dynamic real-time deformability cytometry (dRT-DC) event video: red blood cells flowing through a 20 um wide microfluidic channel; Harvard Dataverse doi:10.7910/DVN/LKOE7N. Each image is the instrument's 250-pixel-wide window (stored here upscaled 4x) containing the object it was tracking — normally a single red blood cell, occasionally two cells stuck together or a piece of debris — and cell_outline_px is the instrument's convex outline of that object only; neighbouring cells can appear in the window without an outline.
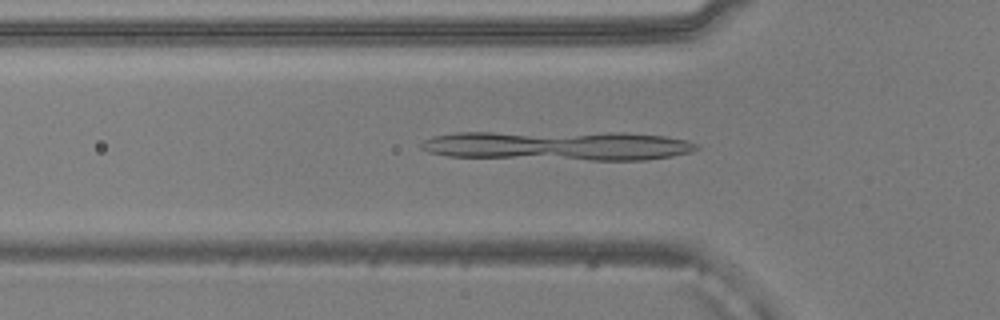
{"species": "common noctule bat (a hibernating species)", "species_latin": "Nyctalus noctula", "temperature_condition": "warm", "stored_images_in_passage": 50, "camera_frame_rate_fps": 3000, "um_per_image_px": 0.085, "animal": {"sex": "male", "body_mass_g": 20.5, "forearm_length_mm": 52.5}, "frame": {"image": 1, "passage_image": 15, "time_ms": 4.667, "image_size_px": [1000, 320], "cell_outline_px": [[700, 148], [692, 152], [672, 156], [648, 160], [592, 160], [448, 156], [428, 152], [420, 148], [420, 144], [424, 140], [432, 136], [456, 132], [624, 132], [664, 136], [688, 140], [700, 144]], "centroid_in_image_um": [47.48, 12.37], "position_along_channel_um": 78.3, "area_um2": 47.86}}
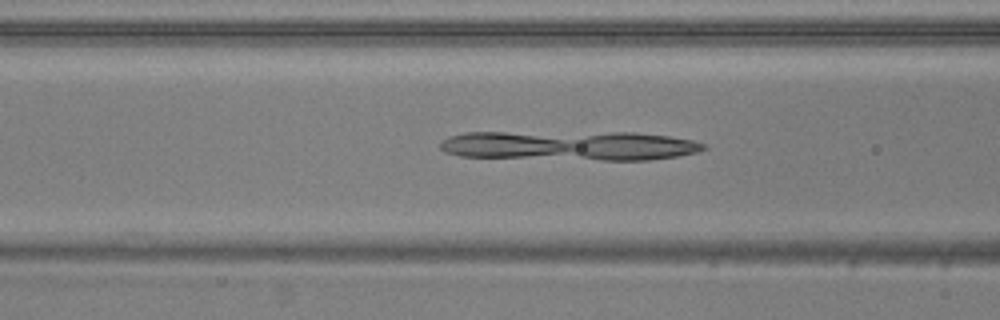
{"frame": {"image": 2, "passage_image": 18, "time_ms": 5.667, "image_size_px": [1000, 320], "cell_outline_px": [[708, 148], [696, 152], [676, 156], [652, 160], [604, 160], [460, 156], [444, 152], [440, 148], [440, 140], [448, 136], [464, 132], [632, 132], [668, 136], [692, 140], [708, 144]], "centroid_in_image_um": [48.4, 12.37], "position_along_channel_um": 118.2, "area_um2": 45.78}}
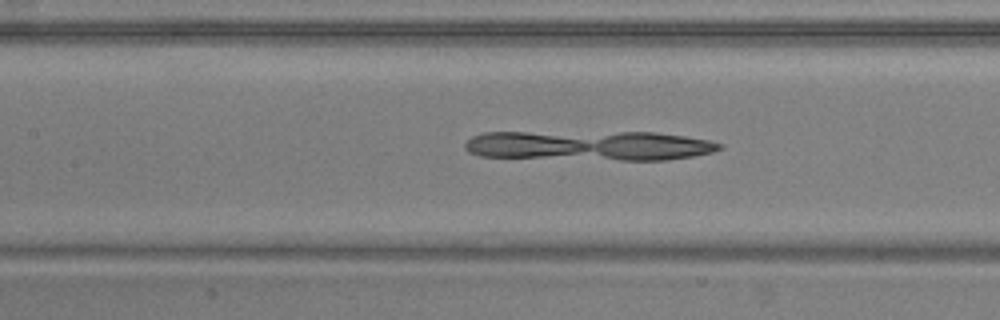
{"frame": {"image": 3, "passage_image": 21, "time_ms": 6.667, "image_size_px": [1000, 320], "cell_outline_px": [[724, 148], [712, 152], [692, 156], [664, 160], [620, 160], [480, 156], [468, 152], [464, 148], [464, 144], [472, 136], [484, 132], [656, 132], [684, 136], [708, 140], [724, 144]], "centroid_in_image_um": [50.1, 12.37], "position_along_channel_um": 157.3, "area_um2": 44.39}}